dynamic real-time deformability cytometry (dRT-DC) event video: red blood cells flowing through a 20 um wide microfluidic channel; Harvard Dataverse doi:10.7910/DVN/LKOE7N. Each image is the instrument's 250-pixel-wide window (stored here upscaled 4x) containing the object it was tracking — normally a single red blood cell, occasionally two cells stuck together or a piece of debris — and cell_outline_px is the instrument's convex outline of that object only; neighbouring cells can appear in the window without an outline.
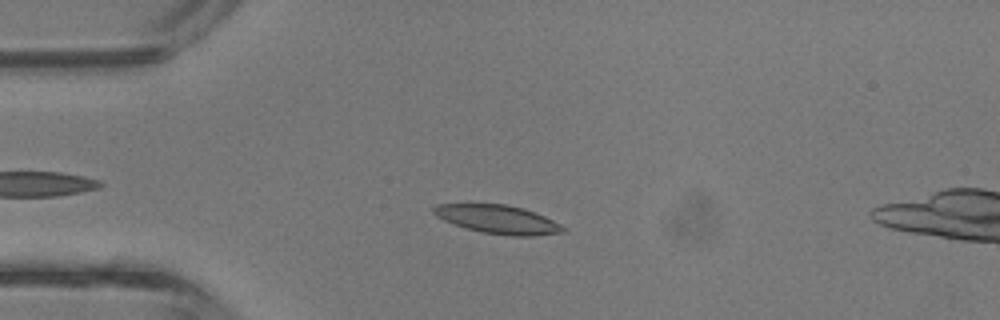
{"species": "common noctule bat (a hibernating species)", "species_latin": "Nyctalus noctula", "temperature_condition": "room temperature", "stored_images_in_passage": 26, "camera_frame_rate_fps": 3000, "um_per_image_px": 0.085, "animal": {"sex": "male", "body_mass_g": 13.3}, "frame": {"image": 1, "passage_image": 2, "time_ms": 0.333, "image_size_px": [1000, 320], "cell_outline_px": [[568, 232], [532, 236], [512, 236], [480, 232], [444, 220], [436, 216], [432, 212], [432, 208], [436, 204], [504, 204], [524, 208], [544, 216], [568, 228]], "centroid_in_image_um": [42.37, 18.65], "position_along_channel_um": 42.6, "area_um2": 21.56}}
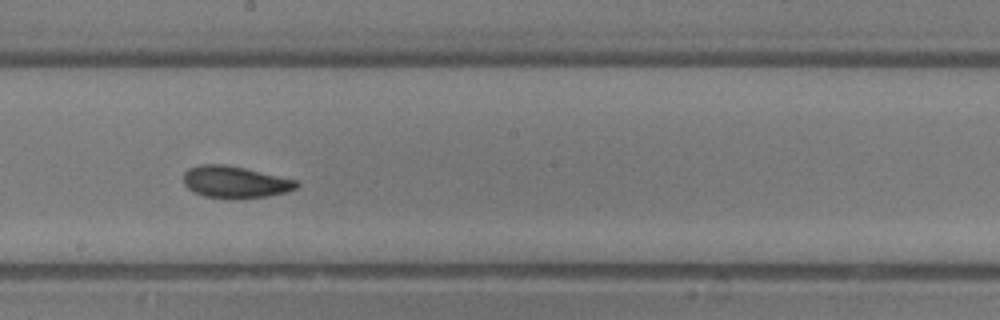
{"frame": {"image": 2, "passage_image": 15, "time_ms": 4.667, "image_size_px": [1000, 320], "cell_outline_px": [[300, 184], [296, 188], [288, 192], [268, 196], [236, 200], [204, 196], [188, 188], [184, 184], [184, 172], [188, 168], [200, 164], [224, 164], [244, 168], [296, 180]], "centroid_in_image_um": [19.98, 15.49], "position_along_channel_um": 228.2, "area_um2": 21.15}}
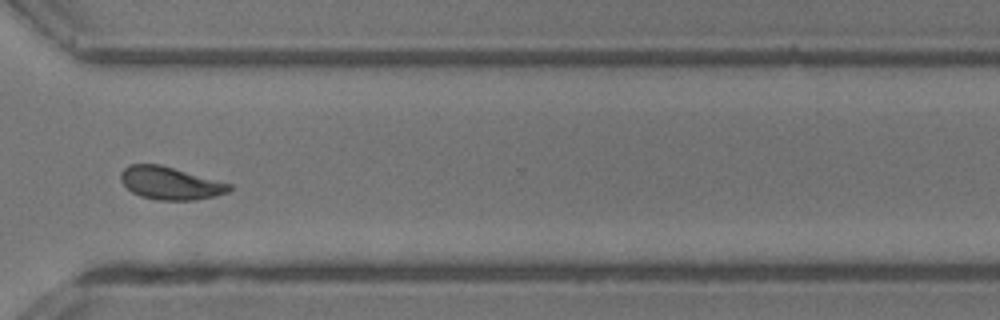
{"frame": {"image": 3, "passage_image": 23, "time_ms": 7.333, "image_size_px": [1000, 320], "cell_outline_px": [[232, 188], [228, 192], [216, 196], [196, 200], [156, 200], [140, 196], [132, 192], [120, 180], [120, 172], [124, 168], [132, 164], [160, 164], [232, 184]], "centroid_in_image_um": [14.48, 15.57], "position_along_channel_um": 356.1, "area_um2": 20.75}, "authors_computed_cell_mechanics": {"area_um2": 20.5479, "velocity_mm_per_s": 4.8077, "shape_relaxation_time_tau1_ms": 3.1413, "shape_relaxation_time_tau2_ms": 1.9934, "deformation_change_tau1": 0.1228, "deformation_change_tau2": 0.0761}}